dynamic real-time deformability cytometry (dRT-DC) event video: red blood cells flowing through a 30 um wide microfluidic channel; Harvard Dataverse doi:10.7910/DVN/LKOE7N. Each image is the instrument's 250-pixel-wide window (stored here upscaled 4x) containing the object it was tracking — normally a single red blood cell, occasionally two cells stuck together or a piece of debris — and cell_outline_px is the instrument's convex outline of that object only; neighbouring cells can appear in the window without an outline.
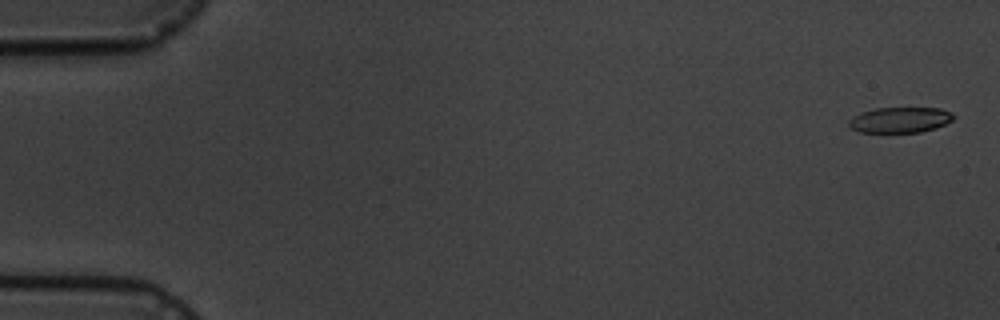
{"species": "common noctule bat (a hibernating species)", "species_latin": "Nyctalus noctula", "temperature_condition": "cold", "stored_images_in_passage": 5, "camera_frame_rate_fps": 3000, "um_per_image_px": 0.085, "animal": {"sex": "male", "body_mass_g": 19.5, "forearm_length_mm": 54.6}, "frame": {"image": 1, "passage_image": 1, "time_ms": 0.0, "image_size_px": [1000, 320], "cell_outline_px": [[956, 116], [952, 120], [936, 128], [920, 132], [860, 132], [852, 128], [848, 124], [848, 120], [852, 116], [860, 112], [876, 108], [940, 108], [952, 112]], "centroid_in_image_um": [76.5, 10.18], "position_along_channel_um": 8.5, "area_um2": 15.66}}